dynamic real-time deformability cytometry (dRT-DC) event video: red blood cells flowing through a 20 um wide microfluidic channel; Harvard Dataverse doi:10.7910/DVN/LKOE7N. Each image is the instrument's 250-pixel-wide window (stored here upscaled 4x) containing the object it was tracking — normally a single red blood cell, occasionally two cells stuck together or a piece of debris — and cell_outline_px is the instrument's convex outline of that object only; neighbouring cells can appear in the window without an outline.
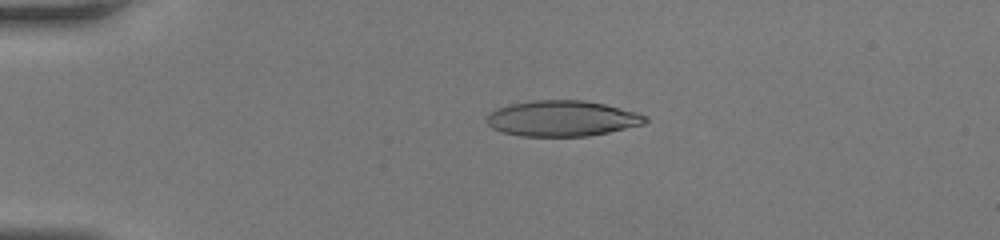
{"species": "human", "species_latin": "Homo sapiens", "temperature_condition": "room temperature", "stored_images_in_passage": 46, "camera_frame_rate_fps": 3000, "um_per_image_px": 0.085, "donor": {"sex": "female"}, "frame": {"image": 1, "passage_image": 11, "time_ms": 3.333, "image_size_px": [1000, 240], "cell_outline_px": [[648, 120], [644, 124], [608, 132], [588, 136], [520, 136], [500, 132], [492, 128], [488, 124], [488, 112], [496, 108], [508, 104], [532, 100], [584, 100], [604, 104], [640, 112], [648, 116]], "centroid_in_image_um": [47.78, 10.06], "position_along_channel_um": 37.2, "area_um2": 33.29}}
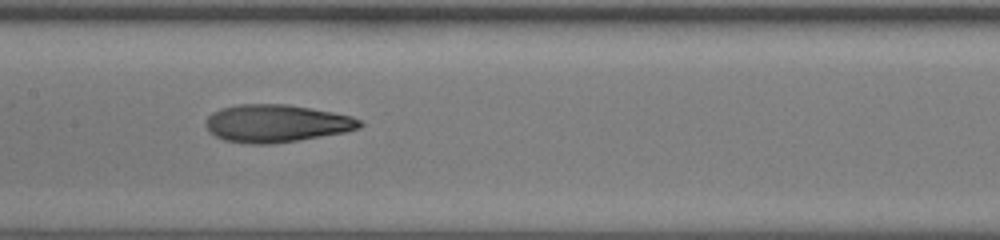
{"frame": {"image": 2, "passage_image": 24, "time_ms": 7.667, "image_size_px": [1000, 240], "cell_outline_px": [[364, 124], [360, 128], [344, 132], [300, 140], [272, 144], [252, 144], [224, 140], [208, 132], [204, 124], [204, 120], [212, 112], [220, 108], [240, 104], [288, 104], [332, 112], [352, 116], [360, 120]], "centroid_in_image_um": [23.46, 10.49], "position_along_channel_um": 183.9, "area_um2": 33.99}}
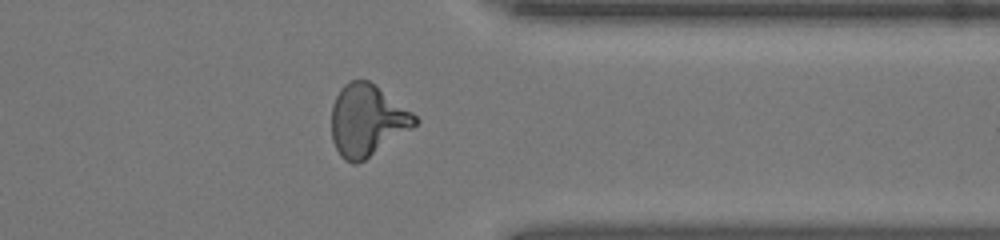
{"frame": {"image": 3, "passage_image": 37, "time_ms": 12.0, "image_size_px": [1000, 240], "cell_outline_px": [[420, 120], [412, 128], [364, 160], [356, 164], [352, 164], [344, 160], [340, 156], [332, 140], [332, 104], [340, 88], [348, 80], [368, 80], [412, 112]], "centroid_in_image_um": [31.18, 10.23], "position_along_channel_um": 380.2, "area_um2": 34.51}}